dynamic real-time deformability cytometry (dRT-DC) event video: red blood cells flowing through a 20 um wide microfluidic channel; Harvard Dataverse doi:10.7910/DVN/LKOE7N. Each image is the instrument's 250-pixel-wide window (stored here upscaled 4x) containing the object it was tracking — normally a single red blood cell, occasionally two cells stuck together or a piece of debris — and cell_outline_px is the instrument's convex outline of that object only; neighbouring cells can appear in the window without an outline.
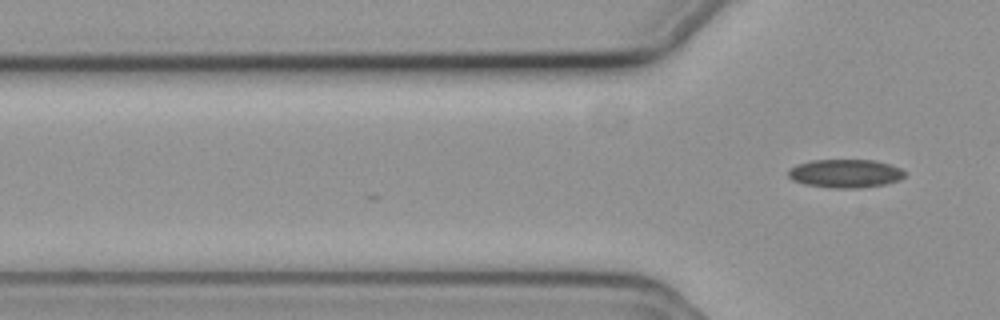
{"species": "common noctule bat (a hibernating species)", "species_latin": "Nyctalus noctula", "temperature_condition": "cold", "stored_images_in_passage": 4, "camera_frame_rate_fps": 3000, "um_per_image_px": 0.085, "animal": {"sex": "female", "body_mass_g": 19.3, "forearm_length_mm": 54.1}, "frame": {"image": 1, "passage_image": 4, "time_ms": 1.0, "image_size_px": [1000, 320], "cell_outline_px": [[904, 176], [900, 180], [884, 184], [860, 188], [828, 188], [804, 184], [792, 180], [788, 176], [788, 172], [796, 164], [812, 160], [872, 160], [888, 164], [900, 168], [904, 172]], "centroid_in_image_um": [71.82, 14.75], "position_along_channel_um": 54.0, "area_um2": 19.25}}